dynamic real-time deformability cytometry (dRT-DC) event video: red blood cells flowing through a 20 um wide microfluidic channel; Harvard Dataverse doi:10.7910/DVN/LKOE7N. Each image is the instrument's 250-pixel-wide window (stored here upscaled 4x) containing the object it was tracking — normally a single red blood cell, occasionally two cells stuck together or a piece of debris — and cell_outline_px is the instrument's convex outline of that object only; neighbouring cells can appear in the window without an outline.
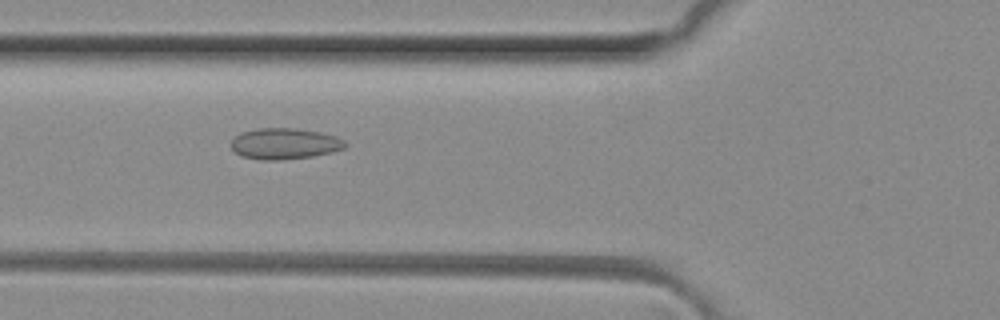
{"species": "common noctule bat (a hibernating species)", "species_latin": "Nyctalus noctula", "temperature_condition": "room temperature", "stored_images_in_passage": 36, "camera_frame_rate_fps": 3000, "um_per_image_px": 0.085, "animal": {"sex": "female", "body_mass_g": 29.2, "forearm_length_mm": 56.3}, "frame": {"image": 1, "passage_image": 5, "time_ms": 1.333, "image_size_px": [1000, 320], "cell_outline_px": [[348, 144], [344, 148], [332, 152], [312, 156], [280, 160], [260, 160], [240, 156], [232, 148], [232, 140], [240, 132], [260, 128], [296, 128], [320, 132], [336, 136], [344, 140]], "centroid_in_image_um": [24.2, 12.21], "position_along_channel_um": 101.6, "area_um2": 20.69}}
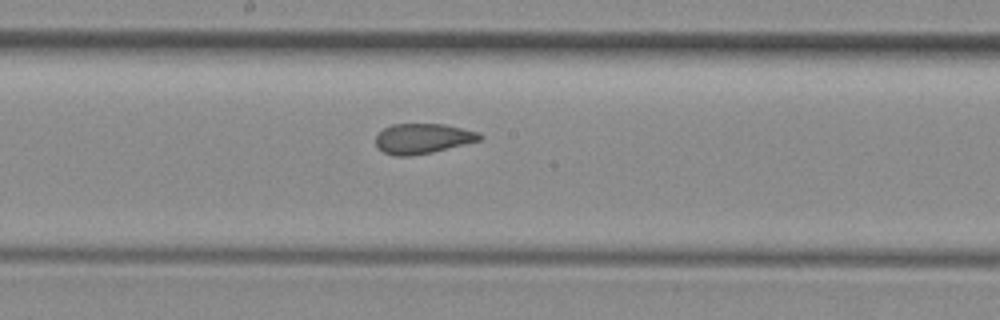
{"frame": {"image": 2, "passage_image": 13, "time_ms": 4.0, "image_size_px": [1000, 320], "cell_outline_px": [[484, 136], [480, 140], [432, 152], [412, 156], [396, 156], [384, 152], [376, 148], [376, 136], [384, 128], [392, 124], [444, 124], [480, 132]], "centroid_in_image_um": [35.93, 11.78], "position_along_channel_um": 212.3, "area_um2": 18.26}}
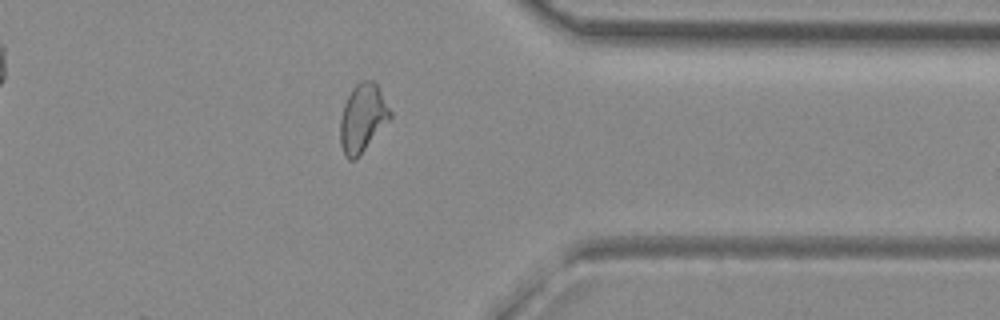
{"frame": {"image": 3, "passage_image": 26, "time_ms": 8.333, "image_size_px": [1000, 320], "cell_outline_px": [[392, 116], [356, 160], [348, 160], [340, 144], [340, 120], [344, 104], [352, 88], [360, 80], [372, 80], [376, 84], [392, 112]], "centroid_in_image_um": [30.81, 10.03], "position_along_channel_um": 380.6, "area_um2": 19.65}, "authors_computed_cell_mechanics": {"area_um2": 19.074, "velocity_mm_per_s": 4.1372, "shape_relaxation_time_tau1_ms": null, "shape_relaxation_time_tau2_ms": 1.4803, "deformation_change_tau1": null, "deformation_change_tau2": 0.0736}}